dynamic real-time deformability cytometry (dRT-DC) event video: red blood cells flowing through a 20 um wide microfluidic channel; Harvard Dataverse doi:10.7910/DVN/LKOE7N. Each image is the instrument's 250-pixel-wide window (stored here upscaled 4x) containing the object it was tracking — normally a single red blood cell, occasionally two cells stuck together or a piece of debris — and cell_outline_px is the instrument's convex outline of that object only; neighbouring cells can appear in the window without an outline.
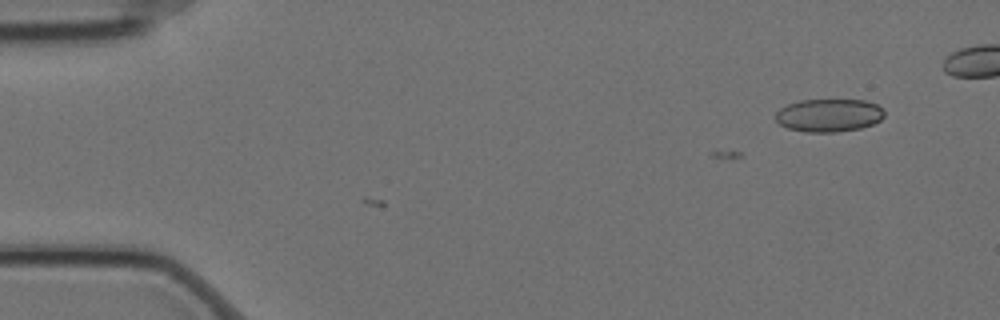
{"species": "Egyptian fruit bat (a non-hibernating species)", "species_latin": "Rousettus aegyptiacus", "temperature_condition": "cold", "stored_images_in_passage": 3, "camera_frame_rate_fps": 3000, "um_per_image_px": 0.085, "animal": {"sex": "female"}, "frame": {"image": 1, "passage_image": 3, "time_ms": 0.667, "image_size_px": [1000, 320], "cell_outline_px": [[884, 116], [880, 120], [872, 124], [860, 128], [836, 132], [808, 132], [788, 128], [780, 124], [776, 120], [776, 112], [780, 108], [788, 104], [800, 100], [864, 100], [876, 104], [884, 112]], "centroid_in_image_um": [70.44, 9.8], "position_along_channel_um": 14.6, "area_um2": 20.75}}